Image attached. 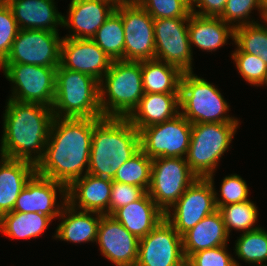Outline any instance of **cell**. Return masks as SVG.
<instances>
[{"mask_svg":"<svg viewBox=\"0 0 267 266\" xmlns=\"http://www.w3.org/2000/svg\"><path fill=\"white\" fill-rule=\"evenodd\" d=\"M218 210L222 215L228 235L232 231L231 228L237 231L241 230L243 233L260 228L253 227L258 220V210L256 204L251 200L221 206Z\"/></svg>","mask_w":267,"mask_h":266,"instance_id":"obj_34","label":"cell"},{"mask_svg":"<svg viewBox=\"0 0 267 266\" xmlns=\"http://www.w3.org/2000/svg\"><path fill=\"white\" fill-rule=\"evenodd\" d=\"M185 261L182 236L165 218L139 240L136 266H180Z\"/></svg>","mask_w":267,"mask_h":266,"instance_id":"obj_15","label":"cell"},{"mask_svg":"<svg viewBox=\"0 0 267 266\" xmlns=\"http://www.w3.org/2000/svg\"><path fill=\"white\" fill-rule=\"evenodd\" d=\"M213 177L198 178L165 213V219L181 236L217 210Z\"/></svg>","mask_w":267,"mask_h":266,"instance_id":"obj_12","label":"cell"},{"mask_svg":"<svg viewBox=\"0 0 267 266\" xmlns=\"http://www.w3.org/2000/svg\"><path fill=\"white\" fill-rule=\"evenodd\" d=\"M3 113L0 156L35 165L43 157L54 119L51 107L8 99ZM34 153V154H33Z\"/></svg>","mask_w":267,"mask_h":266,"instance_id":"obj_2","label":"cell"},{"mask_svg":"<svg viewBox=\"0 0 267 266\" xmlns=\"http://www.w3.org/2000/svg\"><path fill=\"white\" fill-rule=\"evenodd\" d=\"M258 10L261 18H267L261 0H227L223 13L219 16L224 22L233 28L238 26L256 23L258 21L249 20L252 10ZM238 21V22H237ZM236 22V24H234Z\"/></svg>","mask_w":267,"mask_h":266,"instance_id":"obj_35","label":"cell"},{"mask_svg":"<svg viewBox=\"0 0 267 266\" xmlns=\"http://www.w3.org/2000/svg\"><path fill=\"white\" fill-rule=\"evenodd\" d=\"M6 4V0H0V8H2Z\"/></svg>","mask_w":267,"mask_h":266,"instance_id":"obj_44","label":"cell"},{"mask_svg":"<svg viewBox=\"0 0 267 266\" xmlns=\"http://www.w3.org/2000/svg\"><path fill=\"white\" fill-rule=\"evenodd\" d=\"M229 235L220 211L217 209L182 235L186 260L200 250L227 245Z\"/></svg>","mask_w":267,"mask_h":266,"instance_id":"obj_25","label":"cell"},{"mask_svg":"<svg viewBox=\"0 0 267 266\" xmlns=\"http://www.w3.org/2000/svg\"><path fill=\"white\" fill-rule=\"evenodd\" d=\"M153 19L189 18L191 0H135Z\"/></svg>","mask_w":267,"mask_h":266,"instance_id":"obj_36","label":"cell"},{"mask_svg":"<svg viewBox=\"0 0 267 266\" xmlns=\"http://www.w3.org/2000/svg\"><path fill=\"white\" fill-rule=\"evenodd\" d=\"M234 29L220 17L200 16L192 12L189 15L190 44L207 52L216 51L225 44L227 45L228 39H234Z\"/></svg>","mask_w":267,"mask_h":266,"instance_id":"obj_27","label":"cell"},{"mask_svg":"<svg viewBox=\"0 0 267 266\" xmlns=\"http://www.w3.org/2000/svg\"><path fill=\"white\" fill-rule=\"evenodd\" d=\"M0 217L13 211L20 192L36 173L35 164L27 160L0 157Z\"/></svg>","mask_w":267,"mask_h":266,"instance_id":"obj_22","label":"cell"},{"mask_svg":"<svg viewBox=\"0 0 267 266\" xmlns=\"http://www.w3.org/2000/svg\"><path fill=\"white\" fill-rule=\"evenodd\" d=\"M112 60H124L125 35L121 15L114 10L91 38Z\"/></svg>","mask_w":267,"mask_h":266,"instance_id":"obj_30","label":"cell"},{"mask_svg":"<svg viewBox=\"0 0 267 266\" xmlns=\"http://www.w3.org/2000/svg\"><path fill=\"white\" fill-rule=\"evenodd\" d=\"M52 220L42 213L11 211L0 217V231L12 239L37 238L48 228Z\"/></svg>","mask_w":267,"mask_h":266,"instance_id":"obj_29","label":"cell"},{"mask_svg":"<svg viewBox=\"0 0 267 266\" xmlns=\"http://www.w3.org/2000/svg\"><path fill=\"white\" fill-rule=\"evenodd\" d=\"M267 24V18L264 19ZM267 26V25H266ZM262 24L252 23L238 26L234 29V52H244L260 56L267 64V27Z\"/></svg>","mask_w":267,"mask_h":266,"instance_id":"obj_31","label":"cell"},{"mask_svg":"<svg viewBox=\"0 0 267 266\" xmlns=\"http://www.w3.org/2000/svg\"><path fill=\"white\" fill-rule=\"evenodd\" d=\"M235 256L239 259L254 264L253 266L266 265L267 261V231L259 228L240 234L235 241Z\"/></svg>","mask_w":267,"mask_h":266,"instance_id":"obj_32","label":"cell"},{"mask_svg":"<svg viewBox=\"0 0 267 266\" xmlns=\"http://www.w3.org/2000/svg\"><path fill=\"white\" fill-rule=\"evenodd\" d=\"M180 266H191L187 261H185L182 265Z\"/></svg>","mask_w":267,"mask_h":266,"instance_id":"obj_46","label":"cell"},{"mask_svg":"<svg viewBox=\"0 0 267 266\" xmlns=\"http://www.w3.org/2000/svg\"><path fill=\"white\" fill-rule=\"evenodd\" d=\"M61 42L58 32L19 29L11 51L2 64L58 67Z\"/></svg>","mask_w":267,"mask_h":266,"instance_id":"obj_13","label":"cell"},{"mask_svg":"<svg viewBox=\"0 0 267 266\" xmlns=\"http://www.w3.org/2000/svg\"><path fill=\"white\" fill-rule=\"evenodd\" d=\"M111 216L140 239L165 218V213L146 192L140 199L117 209Z\"/></svg>","mask_w":267,"mask_h":266,"instance_id":"obj_24","label":"cell"},{"mask_svg":"<svg viewBox=\"0 0 267 266\" xmlns=\"http://www.w3.org/2000/svg\"><path fill=\"white\" fill-rule=\"evenodd\" d=\"M147 191L138 186L113 181L109 201V215L117 209L140 199Z\"/></svg>","mask_w":267,"mask_h":266,"instance_id":"obj_41","label":"cell"},{"mask_svg":"<svg viewBox=\"0 0 267 266\" xmlns=\"http://www.w3.org/2000/svg\"><path fill=\"white\" fill-rule=\"evenodd\" d=\"M188 20L154 19L155 59L177 66L183 72L193 71Z\"/></svg>","mask_w":267,"mask_h":266,"instance_id":"obj_14","label":"cell"},{"mask_svg":"<svg viewBox=\"0 0 267 266\" xmlns=\"http://www.w3.org/2000/svg\"><path fill=\"white\" fill-rule=\"evenodd\" d=\"M143 95L141 61H112L99 82L102 116L127 118Z\"/></svg>","mask_w":267,"mask_h":266,"instance_id":"obj_4","label":"cell"},{"mask_svg":"<svg viewBox=\"0 0 267 266\" xmlns=\"http://www.w3.org/2000/svg\"><path fill=\"white\" fill-rule=\"evenodd\" d=\"M111 63L92 39L62 37L60 65L63 68L90 75L100 82Z\"/></svg>","mask_w":267,"mask_h":266,"instance_id":"obj_18","label":"cell"},{"mask_svg":"<svg viewBox=\"0 0 267 266\" xmlns=\"http://www.w3.org/2000/svg\"><path fill=\"white\" fill-rule=\"evenodd\" d=\"M140 149L139 131L127 118H93L87 173L113 180L116 171Z\"/></svg>","mask_w":267,"mask_h":266,"instance_id":"obj_3","label":"cell"},{"mask_svg":"<svg viewBox=\"0 0 267 266\" xmlns=\"http://www.w3.org/2000/svg\"><path fill=\"white\" fill-rule=\"evenodd\" d=\"M19 29L58 32L63 15L54 0H6Z\"/></svg>","mask_w":267,"mask_h":266,"instance_id":"obj_21","label":"cell"},{"mask_svg":"<svg viewBox=\"0 0 267 266\" xmlns=\"http://www.w3.org/2000/svg\"><path fill=\"white\" fill-rule=\"evenodd\" d=\"M113 181L85 174L67 187V203L74 209L109 215V201Z\"/></svg>","mask_w":267,"mask_h":266,"instance_id":"obj_20","label":"cell"},{"mask_svg":"<svg viewBox=\"0 0 267 266\" xmlns=\"http://www.w3.org/2000/svg\"><path fill=\"white\" fill-rule=\"evenodd\" d=\"M51 108L57 118H103L99 104V82L90 75L59 65Z\"/></svg>","mask_w":267,"mask_h":266,"instance_id":"obj_5","label":"cell"},{"mask_svg":"<svg viewBox=\"0 0 267 266\" xmlns=\"http://www.w3.org/2000/svg\"><path fill=\"white\" fill-rule=\"evenodd\" d=\"M92 134L93 118L54 117L36 173L67 187L83 177L88 171Z\"/></svg>","mask_w":267,"mask_h":266,"instance_id":"obj_1","label":"cell"},{"mask_svg":"<svg viewBox=\"0 0 267 266\" xmlns=\"http://www.w3.org/2000/svg\"><path fill=\"white\" fill-rule=\"evenodd\" d=\"M192 124L179 113L174 118L139 131L140 148L151 159L187 155Z\"/></svg>","mask_w":267,"mask_h":266,"instance_id":"obj_11","label":"cell"},{"mask_svg":"<svg viewBox=\"0 0 267 266\" xmlns=\"http://www.w3.org/2000/svg\"><path fill=\"white\" fill-rule=\"evenodd\" d=\"M102 1H109V2H120L122 0H102Z\"/></svg>","mask_w":267,"mask_h":266,"instance_id":"obj_45","label":"cell"},{"mask_svg":"<svg viewBox=\"0 0 267 266\" xmlns=\"http://www.w3.org/2000/svg\"><path fill=\"white\" fill-rule=\"evenodd\" d=\"M152 159L141 149L116 171L112 181L138 186L148 191L151 182Z\"/></svg>","mask_w":267,"mask_h":266,"instance_id":"obj_33","label":"cell"},{"mask_svg":"<svg viewBox=\"0 0 267 266\" xmlns=\"http://www.w3.org/2000/svg\"><path fill=\"white\" fill-rule=\"evenodd\" d=\"M115 10L124 27L125 61L155 59L154 19L135 0L120 1Z\"/></svg>","mask_w":267,"mask_h":266,"instance_id":"obj_10","label":"cell"},{"mask_svg":"<svg viewBox=\"0 0 267 266\" xmlns=\"http://www.w3.org/2000/svg\"><path fill=\"white\" fill-rule=\"evenodd\" d=\"M239 123L192 124L186 161L198 178L214 174L219 160L229 149Z\"/></svg>","mask_w":267,"mask_h":266,"instance_id":"obj_7","label":"cell"},{"mask_svg":"<svg viewBox=\"0 0 267 266\" xmlns=\"http://www.w3.org/2000/svg\"><path fill=\"white\" fill-rule=\"evenodd\" d=\"M5 78L13 83L9 99L52 107L56 94L57 67L1 64Z\"/></svg>","mask_w":267,"mask_h":266,"instance_id":"obj_8","label":"cell"},{"mask_svg":"<svg viewBox=\"0 0 267 266\" xmlns=\"http://www.w3.org/2000/svg\"><path fill=\"white\" fill-rule=\"evenodd\" d=\"M248 186L246 181L242 179L238 174H231L225 176L221 183L220 187V198L217 197L218 193L215 191V204L217 209L221 206H226L229 204L241 203L247 200L248 198Z\"/></svg>","mask_w":267,"mask_h":266,"instance_id":"obj_38","label":"cell"},{"mask_svg":"<svg viewBox=\"0 0 267 266\" xmlns=\"http://www.w3.org/2000/svg\"><path fill=\"white\" fill-rule=\"evenodd\" d=\"M179 95L144 93L138 106L127 119L138 131L142 128L170 120L180 113Z\"/></svg>","mask_w":267,"mask_h":266,"instance_id":"obj_23","label":"cell"},{"mask_svg":"<svg viewBox=\"0 0 267 266\" xmlns=\"http://www.w3.org/2000/svg\"><path fill=\"white\" fill-rule=\"evenodd\" d=\"M215 85L191 72H184L180 86V113L191 123H239L227 115L228 103Z\"/></svg>","mask_w":267,"mask_h":266,"instance_id":"obj_6","label":"cell"},{"mask_svg":"<svg viewBox=\"0 0 267 266\" xmlns=\"http://www.w3.org/2000/svg\"><path fill=\"white\" fill-rule=\"evenodd\" d=\"M264 10L267 12V0H261Z\"/></svg>","mask_w":267,"mask_h":266,"instance_id":"obj_43","label":"cell"},{"mask_svg":"<svg viewBox=\"0 0 267 266\" xmlns=\"http://www.w3.org/2000/svg\"><path fill=\"white\" fill-rule=\"evenodd\" d=\"M102 215L97 212L77 211L66 203L59 215L63 220L57 226L54 237L76 244L96 242Z\"/></svg>","mask_w":267,"mask_h":266,"instance_id":"obj_26","label":"cell"},{"mask_svg":"<svg viewBox=\"0 0 267 266\" xmlns=\"http://www.w3.org/2000/svg\"><path fill=\"white\" fill-rule=\"evenodd\" d=\"M19 27L7 3L0 8V65L8 57Z\"/></svg>","mask_w":267,"mask_h":266,"instance_id":"obj_40","label":"cell"},{"mask_svg":"<svg viewBox=\"0 0 267 266\" xmlns=\"http://www.w3.org/2000/svg\"><path fill=\"white\" fill-rule=\"evenodd\" d=\"M139 238L111 215H102L96 243L102 255L115 266H136Z\"/></svg>","mask_w":267,"mask_h":266,"instance_id":"obj_17","label":"cell"},{"mask_svg":"<svg viewBox=\"0 0 267 266\" xmlns=\"http://www.w3.org/2000/svg\"><path fill=\"white\" fill-rule=\"evenodd\" d=\"M265 84L267 86V76H266V79H265V82L263 83V85H265Z\"/></svg>","mask_w":267,"mask_h":266,"instance_id":"obj_47","label":"cell"},{"mask_svg":"<svg viewBox=\"0 0 267 266\" xmlns=\"http://www.w3.org/2000/svg\"><path fill=\"white\" fill-rule=\"evenodd\" d=\"M232 58L240 75L251 85L263 86L267 76V64L260 56L250 53L233 52Z\"/></svg>","mask_w":267,"mask_h":266,"instance_id":"obj_37","label":"cell"},{"mask_svg":"<svg viewBox=\"0 0 267 266\" xmlns=\"http://www.w3.org/2000/svg\"><path fill=\"white\" fill-rule=\"evenodd\" d=\"M226 2L227 0H191V12L200 16L219 17L224 11ZM196 7L200 10H196Z\"/></svg>","mask_w":267,"mask_h":266,"instance_id":"obj_42","label":"cell"},{"mask_svg":"<svg viewBox=\"0 0 267 266\" xmlns=\"http://www.w3.org/2000/svg\"><path fill=\"white\" fill-rule=\"evenodd\" d=\"M118 3L102 0H71L69 16L63 15L62 26L70 29L72 34L65 37L91 39L113 13Z\"/></svg>","mask_w":267,"mask_h":266,"instance_id":"obj_19","label":"cell"},{"mask_svg":"<svg viewBox=\"0 0 267 266\" xmlns=\"http://www.w3.org/2000/svg\"><path fill=\"white\" fill-rule=\"evenodd\" d=\"M197 179L198 177L190 170L186 158H154L152 159L151 182L147 193L166 213Z\"/></svg>","mask_w":267,"mask_h":266,"instance_id":"obj_9","label":"cell"},{"mask_svg":"<svg viewBox=\"0 0 267 266\" xmlns=\"http://www.w3.org/2000/svg\"><path fill=\"white\" fill-rule=\"evenodd\" d=\"M57 191L63 201L57 203ZM67 203V186L61 182L35 173L20 192L13 211L42 213L52 219L58 218ZM57 206V207H56Z\"/></svg>","mask_w":267,"mask_h":266,"instance_id":"obj_16","label":"cell"},{"mask_svg":"<svg viewBox=\"0 0 267 266\" xmlns=\"http://www.w3.org/2000/svg\"><path fill=\"white\" fill-rule=\"evenodd\" d=\"M226 246L200 250L193 253L186 261L191 266H239L237 260L227 252Z\"/></svg>","mask_w":267,"mask_h":266,"instance_id":"obj_39","label":"cell"},{"mask_svg":"<svg viewBox=\"0 0 267 266\" xmlns=\"http://www.w3.org/2000/svg\"><path fill=\"white\" fill-rule=\"evenodd\" d=\"M144 93L180 94L183 71L172 64L152 59L141 61Z\"/></svg>","mask_w":267,"mask_h":266,"instance_id":"obj_28","label":"cell"}]
</instances>
